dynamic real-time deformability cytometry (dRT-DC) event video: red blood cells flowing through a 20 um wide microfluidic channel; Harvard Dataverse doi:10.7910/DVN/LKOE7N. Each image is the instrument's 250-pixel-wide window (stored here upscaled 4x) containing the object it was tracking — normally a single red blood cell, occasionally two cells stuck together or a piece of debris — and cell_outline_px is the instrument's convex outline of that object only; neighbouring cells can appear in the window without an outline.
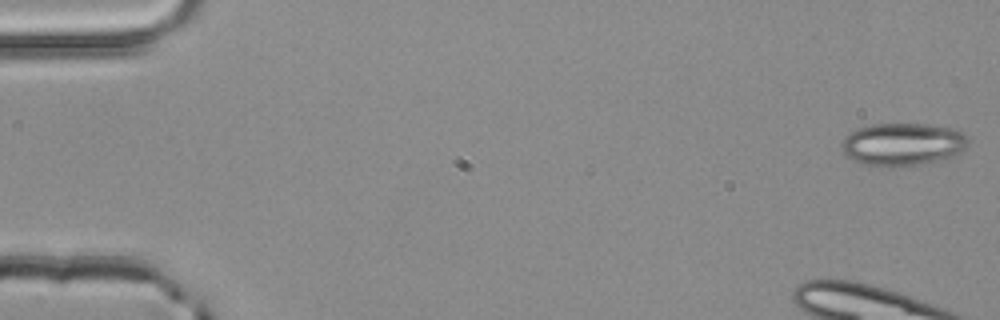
{"species": "common noctule bat (a hibernating species)", "species_latin": "Nyctalus noctula", "temperature_condition": "room temperature", "stored_images_in_passage": 25, "camera_frame_rate_fps": 3000, "um_per_image_px": 0.085, "animal": {"sex": "male", "body_mass_g": 20.4}, "frame": {"image": 1, "passage_image": 1, "time_ms": 0.0, "image_size_px": [1000, 320], "cell_outline_px": [[968, 148], [952, 156], [924, 164], [892, 168], [888, 168], [864, 164], [852, 160], [840, 148], [840, 144], [848, 132], [856, 128], [872, 124], [928, 124], [948, 128], [964, 132], [968, 140]], "centroid_in_image_um": [76.7, 12.28], "position_along_channel_um": 8.3, "area_um2": 31.96}}